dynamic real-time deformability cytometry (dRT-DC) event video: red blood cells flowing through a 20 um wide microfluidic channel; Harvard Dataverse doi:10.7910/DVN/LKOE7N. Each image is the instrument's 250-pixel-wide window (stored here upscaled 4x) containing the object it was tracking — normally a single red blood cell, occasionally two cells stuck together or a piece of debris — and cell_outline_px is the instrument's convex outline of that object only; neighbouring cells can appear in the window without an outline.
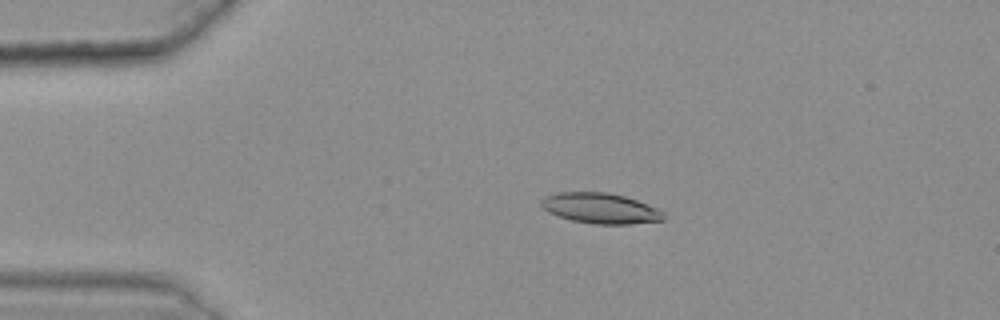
{"species": "common noctule bat (a hibernating species)", "species_latin": "Nyctalus noctula", "temperature_condition": "warm", "stored_images_in_passage": 46, "camera_frame_rate_fps": 3000, "um_per_image_px": 0.085, "animal": {"sex": "female", "body_mass_g": 25.1}, "frame": {"image": 1, "passage_image": 10, "time_ms": 3.0, "image_size_px": [1000, 320], "cell_outline_px": [[668, 216], [664, 220], [628, 224], [592, 224], [572, 220], [548, 212], [540, 204], [540, 200], [548, 196], [560, 192], [608, 192], [624, 196], [636, 200], [656, 208], [664, 212]], "centroid_in_image_um": [51.07, 17.71], "position_along_channel_um": 33.9, "area_um2": 21.62}}
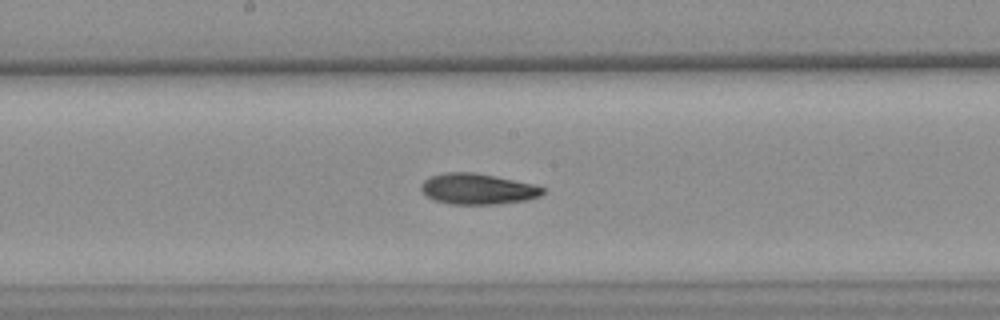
{"frame": {"image": 2, "passage_image": 28, "time_ms": 9.0, "image_size_px": [1000, 320], "cell_outline_px": [[544, 192], [540, 196], [528, 200], [496, 204], [452, 204], [436, 200], [428, 196], [420, 188], [420, 184], [424, 180], [432, 176], [444, 172], [472, 172], [496, 176], [532, 184], [544, 188]], "centroid_in_image_um": [40.61, 16.05], "position_along_channel_um": 207.6, "area_um2": 21.68}}
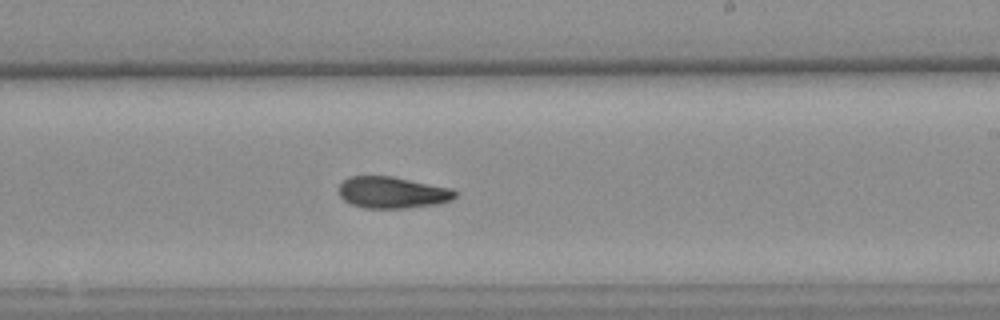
{"frame": {"image": 3, "passage_image": 32, "time_ms": 10.333, "image_size_px": [1000, 320], "cell_outline_px": [[456, 196], [452, 200], [436, 204], [408, 208], [364, 208], [352, 204], [344, 200], [340, 196], [340, 184], [348, 176], [392, 176], [452, 188], [456, 192]], "centroid_in_image_um": [33.36, 16.36], "position_along_channel_um": 255.6, "area_um2": 21.39}, "authors_computed_cell_mechanics": {"area_um2": 21.675, "velocity_mm_per_s": 3.6187, "shape_relaxation_time_tau1_ms": null, "shape_relaxation_time_tau2_ms": 9.5256, "deformation_change_tau1": null, "deformation_change_tau2": 0.172}}